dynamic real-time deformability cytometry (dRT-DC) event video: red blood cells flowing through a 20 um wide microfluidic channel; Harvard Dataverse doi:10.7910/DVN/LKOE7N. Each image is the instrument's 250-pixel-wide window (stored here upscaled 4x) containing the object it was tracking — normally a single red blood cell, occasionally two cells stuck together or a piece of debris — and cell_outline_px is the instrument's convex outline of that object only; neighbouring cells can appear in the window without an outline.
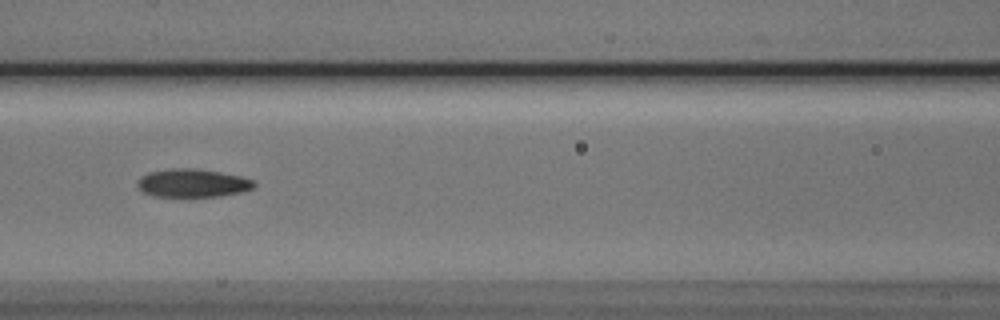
{"species": "Egyptian fruit bat (a non-hibernating species)", "species_latin": "Rousettus aegyptiacus", "temperature_condition": "cold", "stored_images_in_passage": 4, "camera_frame_rate_fps": 3000, "um_per_image_px": 0.085, "animal": {"sex": "male"}, "frame": {"image": 1, "passage_image": 3, "time_ms": 2.333, "image_size_px": [1000, 320], "cell_outline_px": [[256, 184], [252, 188], [240, 192], [220, 196], [152, 196], [144, 192], [136, 184], [136, 180], [140, 176], [148, 172], [168, 168], [196, 168], [220, 172], [240, 176], [252, 180]], "centroid_in_image_um": [16.31, 15.54], "position_along_channel_um": 150.3, "area_um2": 19.19}}
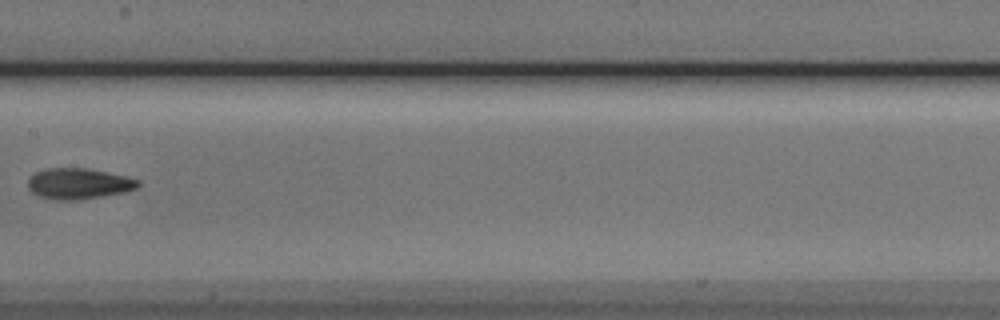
{"frame": {"image": 2, "passage_image": 4, "time_ms": 3.667, "image_size_px": [1000, 320], "cell_outline_px": [[140, 184], [136, 188], [124, 192], [80, 200], [56, 200], [40, 196], [32, 192], [28, 188], [28, 180], [36, 172], [48, 168], [88, 168], [124, 176], [140, 180]], "centroid_in_image_um": [6.68, 15.61], "position_along_channel_um": 200.7, "area_um2": 19.65}}